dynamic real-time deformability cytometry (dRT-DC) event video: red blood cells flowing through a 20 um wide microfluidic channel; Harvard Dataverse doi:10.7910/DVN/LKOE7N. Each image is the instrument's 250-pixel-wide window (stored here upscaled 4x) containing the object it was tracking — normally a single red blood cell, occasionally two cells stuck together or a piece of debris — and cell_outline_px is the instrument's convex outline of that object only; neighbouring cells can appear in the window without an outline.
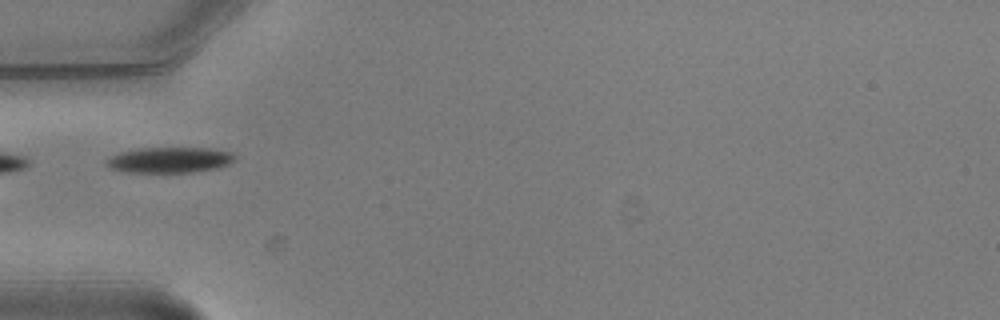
{"species": "common noctule bat (a hibernating species)", "species_latin": "Nyctalus noctula", "temperature_condition": "warm", "stored_images_in_passage": 3, "camera_frame_rate_fps": 3000, "um_per_image_px": 0.085, "animal": {"sex": "male", "body_mass_g": 20.5, "forearm_length_mm": 52.5}, "frame": {"image": 1, "passage_image": 2, "time_ms": 0.333, "image_size_px": [1000, 320], "cell_outline_px": [[236, 156], [228, 164], [216, 168], [192, 172], [124, 172], [108, 168], [104, 164], [104, 160], [120, 152], [140, 148], [208, 148], [232, 152]], "centroid_in_image_um": [14.35, 13.6], "position_along_channel_um": 70.6, "area_um2": 19.19}}
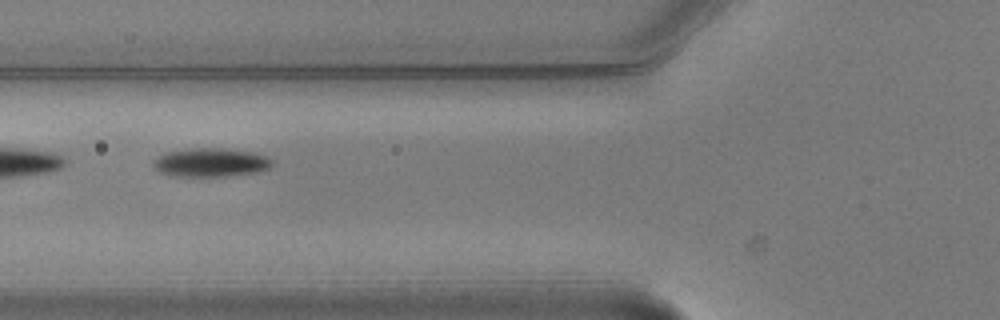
{"frame": {"image": 2, "passage_image": 3, "time_ms": 0.667, "image_size_px": [1000, 320], "cell_outline_px": [[272, 164], [268, 168], [256, 172], [228, 176], [168, 176], [160, 172], [152, 164], [152, 160], [168, 152], [188, 148], [224, 148], [256, 152], [272, 160]], "centroid_in_image_um": [17.89, 13.8], "position_along_channel_um": 107.9, "area_um2": 19.88}}